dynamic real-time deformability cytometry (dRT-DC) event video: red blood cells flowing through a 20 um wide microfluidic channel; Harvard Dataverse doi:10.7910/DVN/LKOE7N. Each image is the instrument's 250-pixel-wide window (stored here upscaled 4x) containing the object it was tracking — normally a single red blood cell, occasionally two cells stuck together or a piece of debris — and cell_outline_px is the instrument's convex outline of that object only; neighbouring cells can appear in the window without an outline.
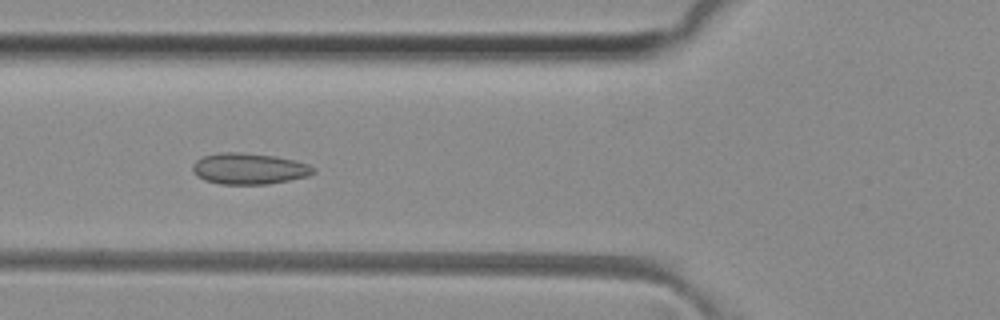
{"species": "common noctule bat (a hibernating species)", "species_latin": "Nyctalus noctula", "temperature_condition": "room temperature", "stored_images_in_passage": 51, "camera_frame_rate_fps": 3000, "um_per_image_px": 0.085, "animal": {"sex": "female", "body_mass_g": 29.2, "forearm_length_mm": 56.3}, "frame": {"image": 1, "passage_image": 19, "time_ms": 6.0, "image_size_px": [1000, 320], "cell_outline_px": [[316, 172], [308, 176], [268, 184], [220, 184], [204, 180], [196, 176], [192, 172], [192, 164], [196, 160], [204, 156], [220, 152], [240, 152], [276, 156], [296, 160], [308, 164], [316, 168]], "centroid_in_image_um": [21.17, 14.33], "position_along_channel_um": 104.6, "area_um2": 22.14}}
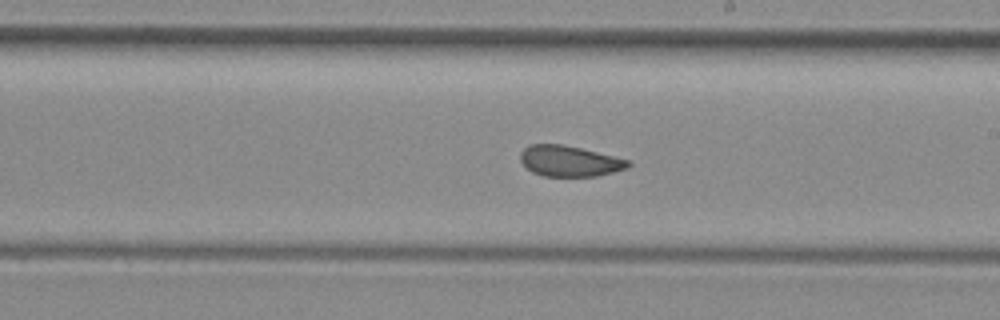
{"frame": {"image": 2, "passage_image": 29, "time_ms": 9.333, "image_size_px": [1000, 320], "cell_outline_px": [[632, 164], [628, 168], [596, 176], [544, 176], [532, 172], [520, 160], [520, 152], [528, 144], [564, 144], [628, 160]], "centroid_in_image_um": [48.38, 13.68], "position_along_channel_um": 240.6, "area_um2": 19.19}}
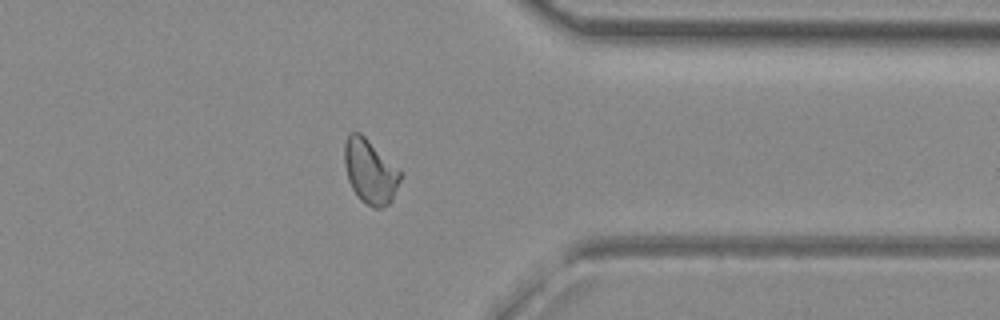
{"frame": {"image": 3, "passage_image": 40, "time_ms": 13.0, "image_size_px": [1000, 320], "cell_outline_px": [[404, 172], [392, 200], [388, 204], [380, 208], [372, 208], [360, 200], [352, 188], [348, 180], [344, 164], [344, 144], [348, 136], [352, 132], [360, 132], [400, 168]], "centroid_in_image_um": [31.48, 14.58], "position_along_channel_um": 379.9, "area_um2": 21.27}, "authors_computed_cell_mechanics": {"area_um2": 21.097, "velocity_mm_per_s": 4.0784, "shape_relaxation_time_tau1_ms": null, "shape_relaxation_time_tau2_ms": 1.5552, "deformation_change_tau1": null, "deformation_change_tau2": 0.0556}}